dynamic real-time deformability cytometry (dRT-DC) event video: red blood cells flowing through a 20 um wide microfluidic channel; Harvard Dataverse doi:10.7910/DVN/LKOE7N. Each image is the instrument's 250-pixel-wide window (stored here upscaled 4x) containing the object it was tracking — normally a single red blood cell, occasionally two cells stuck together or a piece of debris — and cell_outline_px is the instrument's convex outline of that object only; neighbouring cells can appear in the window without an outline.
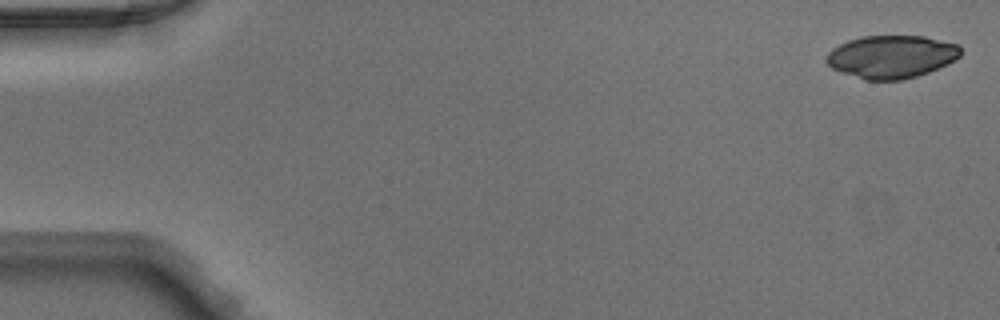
{"species": "Egyptian fruit bat (a non-hibernating species)", "species_latin": "Rousettus aegyptiacus", "temperature_condition": "warm", "stored_images_in_passage": 48, "camera_frame_rate_fps": 3000, "um_per_image_px": 0.085, "animal": {"sex": "male"}, "frame": {"image": 1, "passage_image": 1, "time_ms": 0.0, "image_size_px": [1000, 320], "cell_outline_px": [[960, 56], [956, 60], [948, 64], [928, 72], [904, 80], [864, 80], [832, 68], [824, 60], [828, 52], [832, 48], [848, 40], [860, 36], [924, 36], [960, 44]], "centroid_in_image_um": [75.78, 4.81], "position_along_channel_um": 9.2, "area_um2": 33.7}}
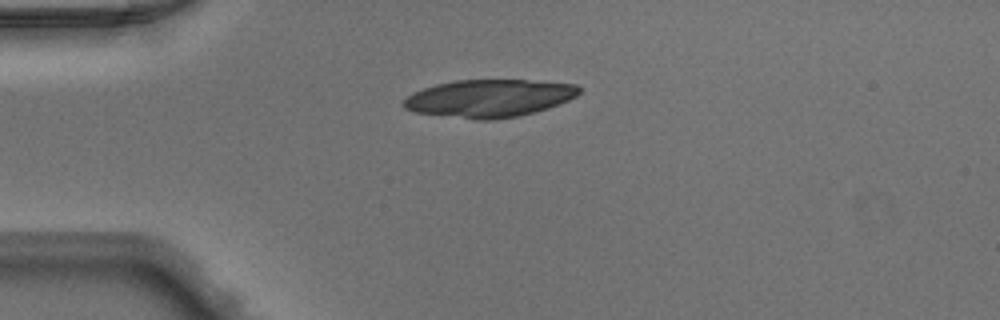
{"frame": {"image": 2, "passage_image": 12, "time_ms": 3.667, "image_size_px": [1000, 320], "cell_outline_px": [[580, 92], [576, 96], [568, 100], [548, 108], [520, 116], [496, 120], [476, 120], [416, 112], [404, 108], [404, 100], [412, 92], [436, 84], [456, 80], [528, 80], [576, 84], [580, 88]], "centroid_in_image_um": [41.59, 8.36], "position_along_channel_um": 43.4, "area_um2": 38.49}}